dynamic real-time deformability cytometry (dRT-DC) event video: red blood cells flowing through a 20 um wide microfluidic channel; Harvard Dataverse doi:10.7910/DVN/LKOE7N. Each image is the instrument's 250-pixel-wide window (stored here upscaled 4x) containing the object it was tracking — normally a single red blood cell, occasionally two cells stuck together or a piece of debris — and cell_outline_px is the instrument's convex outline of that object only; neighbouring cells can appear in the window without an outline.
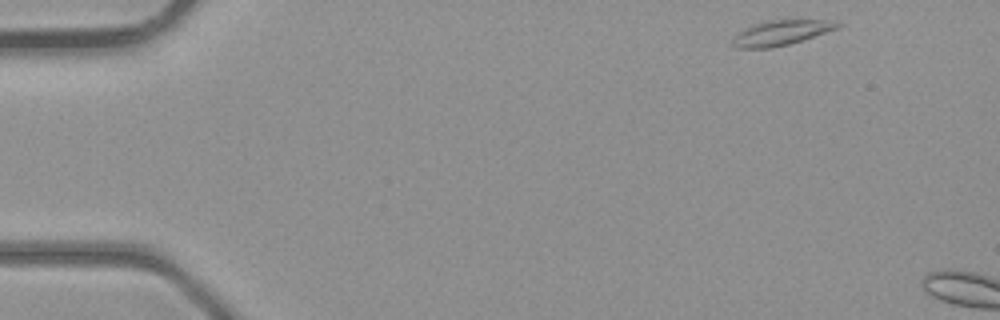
{"species": "common noctule bat (a hibernating species)", "species_latin": "Nyctalus noctula", "temperature_condition": "room temperature", "stored_images_in_passage": 2, "camera_frame_rate_fps": 3000, "um_per_image_px": 0.085, "animal": {"sex": "male", "body_mass_g": 23.1, "forearm_length_mm": 52.7}, "frame": {"image": 1, "passage_image": 1, "time_ms": 0.0, "image_size_px": [1000, 320], "cell_outline_px": [[844, 24], [836, 28], [788, 44], [772, 48], [736, 48], [732, 44], [732, 40], [740, 32], [756, 24], [772, 20], [824, 20]], "centroid_in_image_um": [66.36, 2.8], "position_along_channel_um": 18.6, "area_um2": 14.57}}